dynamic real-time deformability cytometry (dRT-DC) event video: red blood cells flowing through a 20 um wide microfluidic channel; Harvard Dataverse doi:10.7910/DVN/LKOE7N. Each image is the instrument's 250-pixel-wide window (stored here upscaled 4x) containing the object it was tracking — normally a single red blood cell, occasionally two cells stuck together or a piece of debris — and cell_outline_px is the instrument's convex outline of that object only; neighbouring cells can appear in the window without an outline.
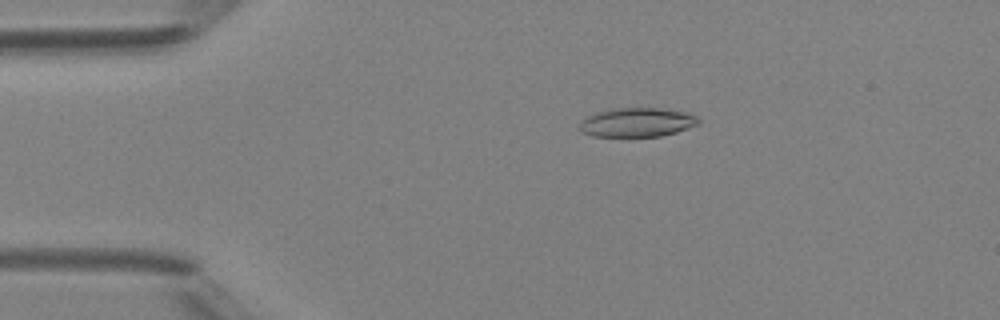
{"species": "Egyptian fruit bat (a non-hibernating species)", "species_latin": "Rousettus aegyptiacus", "temperature_condition": "room temperature", "stored_images_in_passage": 4, "camera_frame_rate_fps": 3000, "um_per_image_px": 0.085, "animal": {"sex": "female"}, "frame": {"image": 1, "passage_image": 3, "time_ms": 2.333, "image_size_px": [1000, 320], "cell_outline_px": [[700, 124], [676, 132], [660, 136], [592, 136], [580, 132], [580, 124], [584, 116], [596, 112], [612, 108], [660, 108], [688, 112], [696, 116], [700, 120]], "centroid_in_image_um": [54.14, 10.39], "position_along_channel_um": 30.9, "area_um2": 20.35}}